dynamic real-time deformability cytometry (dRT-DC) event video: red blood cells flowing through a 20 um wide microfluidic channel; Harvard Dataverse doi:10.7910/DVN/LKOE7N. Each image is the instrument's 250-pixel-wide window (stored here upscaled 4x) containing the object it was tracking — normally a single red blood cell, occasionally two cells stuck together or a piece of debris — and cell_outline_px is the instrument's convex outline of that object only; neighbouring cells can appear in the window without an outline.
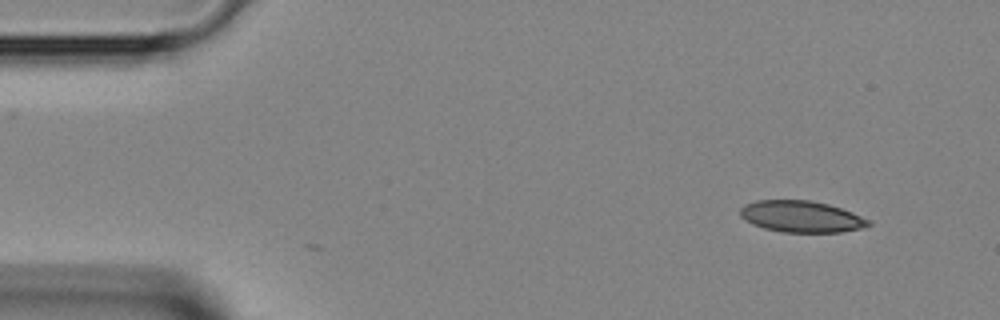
{"species": "Egyptian fruit bat (a non-hibernating species)", "species_latin": "Rousettus aegyptiacus", "temperature_condition": "room temperature", "stored_images_in_passage": 2, "camera_frame_rate_fps": 3000, "um_per_image_px": 0.085, "animal": {"sex": "female"}, "frame": {"image": 1, "passage_image": 1, "time_ms": 0.0, "image_size_px": [1000, 320], "cell_outline_px": [[872, 224], [864, 228], [840, 232], [780, 232], [764, 228], [752, 224], [740, 216], [740, 208], [744, 204], [756, 200], [812, 200], [828, 204], [852, 212], [872, 220]], "centroid_in_image_um": [68.13, 18.41], "position_along_channel_um": 16.9, "area_um2": 23.76}}